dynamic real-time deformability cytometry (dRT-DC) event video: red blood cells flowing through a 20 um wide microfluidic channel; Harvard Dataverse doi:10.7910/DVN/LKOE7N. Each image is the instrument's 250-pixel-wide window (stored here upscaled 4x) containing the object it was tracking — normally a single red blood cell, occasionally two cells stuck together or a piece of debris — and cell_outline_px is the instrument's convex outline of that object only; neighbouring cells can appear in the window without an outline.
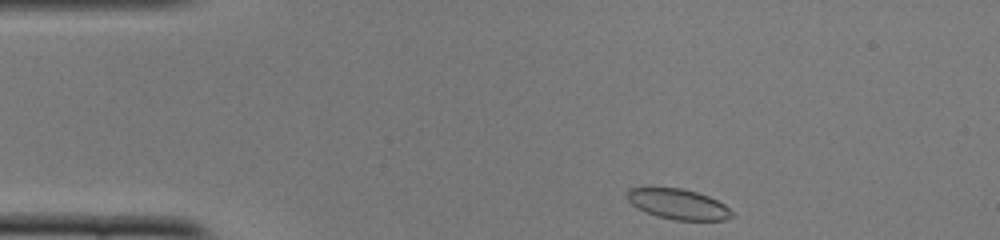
{"species": "common noctule bat (a hibernating species)", "species_latin": "Nyctalus noctula", "temperature_condition": "cold", "stored_images_in_passage": 45, "camera_frame_rate_fps": 3000, "um_per_image_px": 0.085, "animal": {"sex": "female", "body_mass_g": 22.0, "forearm_length_mm": 56.7}, "frame": {"image": 1, "passage_image": 1, "time_ms": 0.0, "image_size_px": [1000, 240], "cell_outline_px": [[736, 216], [724, 220], [676, 220], [656, 216], [632, 204], [628, 200], [628, 188], [680, 188], [696, 192], [708, 196], [724, 204]], "centroid_in_image_um": [57.69, 17.36], "position_along_channel_um": 27.3, "area_um2": 18.21}}
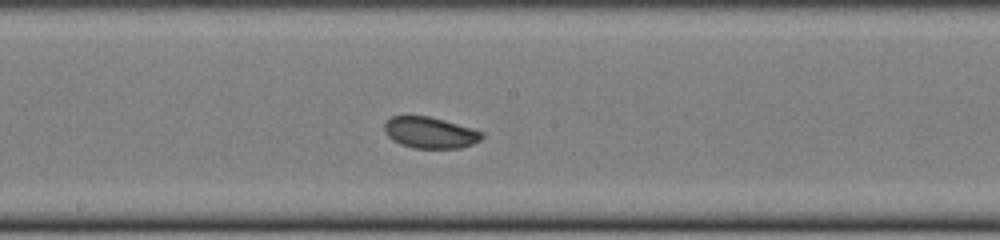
{"frame": {"image": 2, "passage_image": 20, "time_ms": 6.333, "image_size_px": [1000, 240], "cell_outline_px": [[484, 136], [480, 140], [472, 144], [460, 148], [412, 148], [400, 144], [392, 140], [384, 132], [384, 120], [392, 116], [428, 116], [444, 120], [472, 128], [484, 132]], "centroid_in_image_um": [36.53, 11.27], "position_along_channel_um": 211.7, "area_um2": 17.92}}
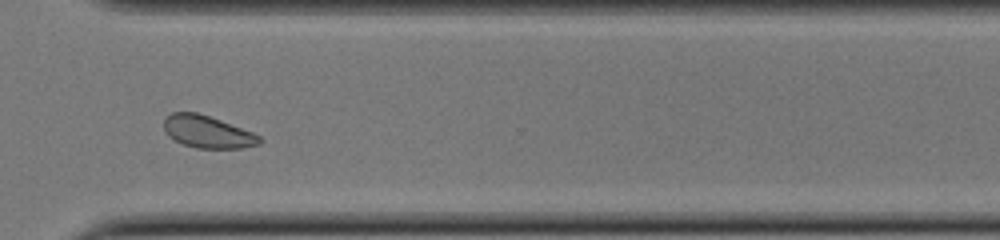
{"frame": {"image": 3, "passage_image": 31, "time_ms": 10.0, "image_size_px": [1000, 240], "cell_outline_px": [[264, 140], [260, 144], [240, 148], [196, 148], [184, 144], [168, 136], [164, 128], [164, 120], [172, 112], [196, 112], [220, 120], [252, 132], [260, 136]], "centroid_in_image_um": [17.65, 11.21], "position_along_channel_um": 352.9, "area_um2": 17.8}, "authors_computed_cell_mechanics": {"area_um2": 18.3804, "velocity_mm_per_s": 3.8259, "shape_relaxation_time_tau1_ms": 2.4882, "shape_relaxation_time_tau2_ms": 2.4478, "deformation_change_tau1": 0.056, "deformation_change_tau2": 0.0597}}